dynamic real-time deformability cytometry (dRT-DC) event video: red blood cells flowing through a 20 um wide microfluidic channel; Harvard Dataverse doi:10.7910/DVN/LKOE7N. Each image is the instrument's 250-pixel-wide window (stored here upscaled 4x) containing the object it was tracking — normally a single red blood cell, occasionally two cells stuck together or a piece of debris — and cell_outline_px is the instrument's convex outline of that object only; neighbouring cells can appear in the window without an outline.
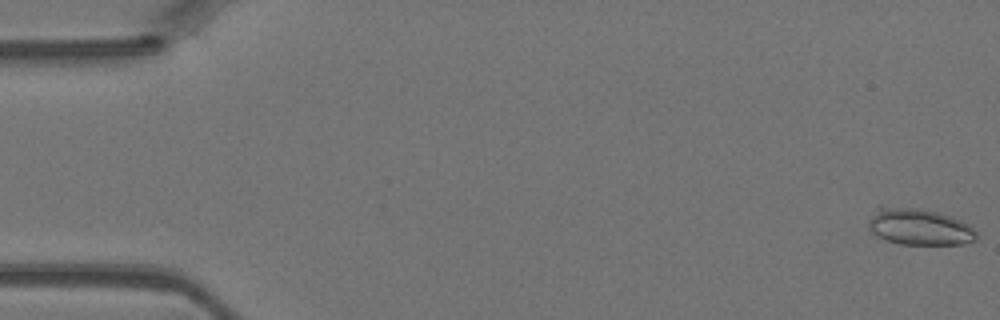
{"species": "Egyptian fruit bat (a non-hibernating species)", "species_latin": "Rousettus aegyptiacus", "temperature_condition": "warm", "stored_images_in_passage": 11, "camera_frame_rate_fps": 3000, "um_per_image_px": 0.085, "animal": {"sex": "female"}, "frame": {"image": 1, "passage_image": 1, "time_ms": 0.0, "image_size_px": [1000, 320], "cell_outline_px": [[976, 240], [960, 244], [900, 244], [876, 236], [868, 228], [868, 220], [876, 204], [880, 204], [916, 208], [936, 212], [952, 216], [968, 224], [976, 232]], "centroid_in_image_um": [78.05, 19.24], "position_along_channel_um": 7.0, "area_um2": 23.35}}